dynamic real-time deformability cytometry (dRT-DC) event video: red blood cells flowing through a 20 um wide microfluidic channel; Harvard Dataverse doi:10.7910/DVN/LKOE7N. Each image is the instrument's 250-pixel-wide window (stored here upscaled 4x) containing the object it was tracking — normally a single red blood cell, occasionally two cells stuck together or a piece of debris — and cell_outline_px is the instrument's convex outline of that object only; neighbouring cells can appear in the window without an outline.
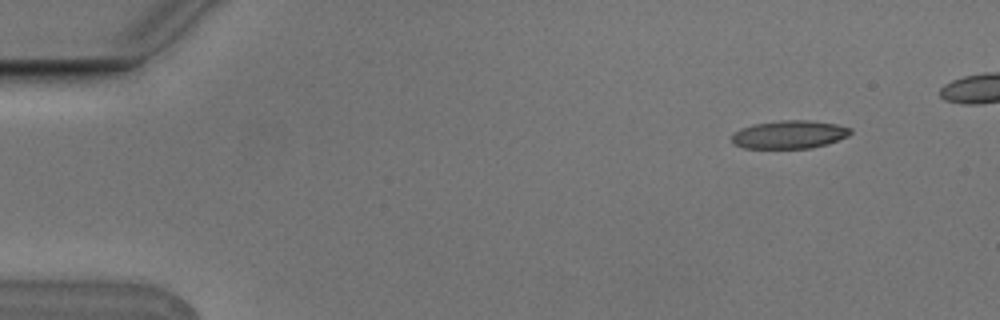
{"species": "Egyptian fruit bat (a non-hibernating species)", "species_latin": "Rousettus aegyptiacus", "temperature_condition": "cold", "stored_images_in_passage": 5, "camera_frame_rate_fps": 3000, "um_per_image_px": 0.085, "animal": {"sex": "male"}, "frame": {"image": 1, "passage_image": 1, "time_ms": 0.0, "image_size_px": [1000, 320], "cell_outline_px": [[852, 132], [848, 136], [812, 148], [744, 148], [736, 144], [732, 140], [732, 136], [740, 128], [756, 124], [780, 120], [808, 120], [836, 124], [852, 128]], "centroid_in_image_um": [67.11, 11.43], "position_along_channel_um": 17.9, "area_um2": 19.19}}
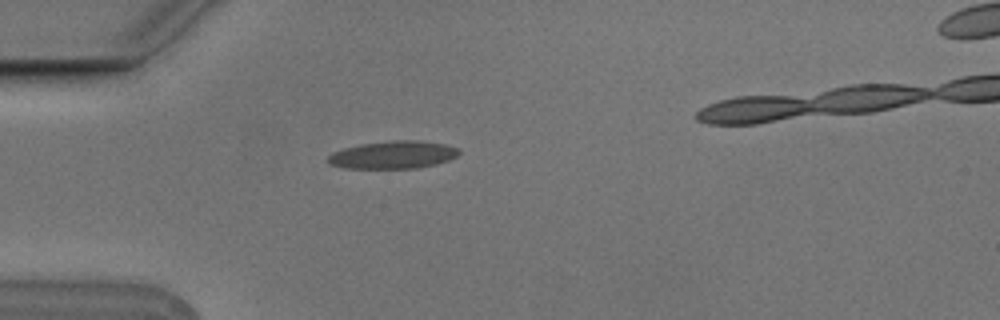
{"frame": {"image": 2, "passage_image": 4, "time_ms": 1.0, "image_size_px": [1000, 320], "cell_outline_px": [[460, 152], [456, 156], [448, 160], [436, 164], [416, 168], [344, 168], [328, 164], [328, 156], [332, 152], [344, 148], [360, 144], [392, 140], [416, 140], [444, 144], [460, 148]], "centroid_in_image_um": [33.4, 13.16], "position_along_channel_um": 51.6, "area_um2": 21.15}}